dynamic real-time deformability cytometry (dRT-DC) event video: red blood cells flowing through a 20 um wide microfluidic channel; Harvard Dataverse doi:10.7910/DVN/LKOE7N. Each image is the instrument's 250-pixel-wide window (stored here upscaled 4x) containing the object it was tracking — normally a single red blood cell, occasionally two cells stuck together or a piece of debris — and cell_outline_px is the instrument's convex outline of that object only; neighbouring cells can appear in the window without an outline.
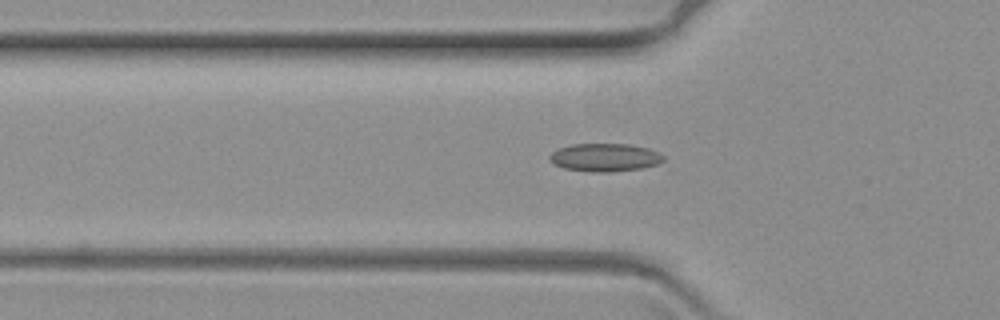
{"species": "common noctule bat (a hibernating species)", "species_latin": "Nyctalus noctula", "temperature_condition": "warm", "stored_images_in_passage": 48, "camera_frame_rate_fps": 3000, "um_per_image_px": 0.085, "animal": {"sex": "female", "body_mass_g": 19.3, "forearm_length_mm": 54.1}, "frame": {"image": 1, "passage_image": 11, "time_ms": 3.333, "image_size_px": [1000, 320], "cell_outline_px": [[664, 160], [660, 164], [644, 168], [608, 172], [592, 172], [564, 168], [552, 164], [548, 160], [548, 156], [552, 152], [560, 148], [572, 144], [628, 144], [648, 148], [664, 156]], "centroid_in_image_um": [51.4, 13.39], "position_along_channel_um": 74.4, "area_um2": 18.73}}
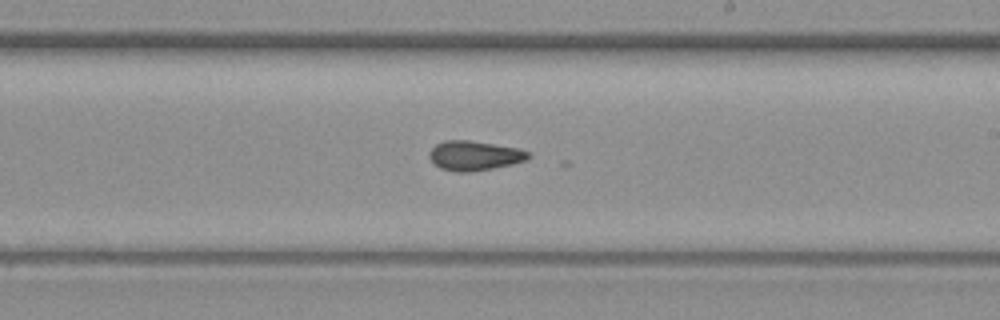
{"frame": {"image": 2, "passage_image": 27, "time_ms": 8.667, "image_size_px": [1000, 320], "cell_outline_px": [[532, 156], [528, 160], [512, 164], [492, 168], [468, 172], [456, 172], [440, 168], [428, 156], [428, 152], [436, 144], [444, 140], [468, 140], [520, 148], [528, 152]], "centroid_in_image_um": [40.34, 13.22], "position_along_channel_um": 248.7, "area_um2": 17.11}}
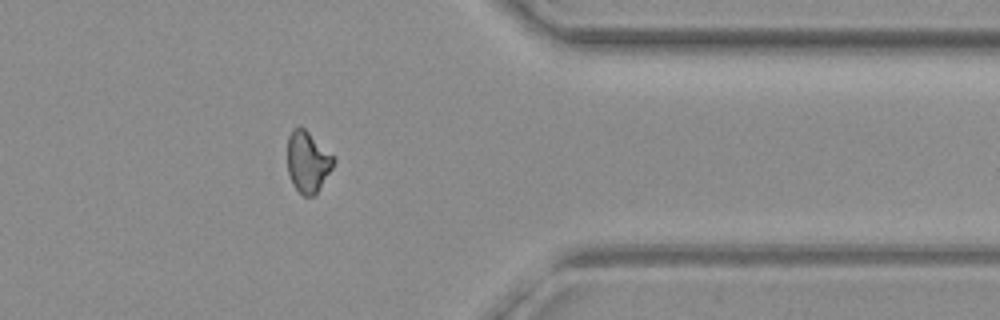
{"frame": {"image": 3, "passage_image": 41, "time_ms": 13.333, "image_size_px": [1000, 320], "cell_outline_px": [[336, 160], [332, 168], [316, 192], [312, 196], [304, 196], [292, 184], [288, 172], [288, 136], [292, 128], [304, 128]], "centroid_in_image_um": [26.13, 13.76], "position_along_channel_um": 385.3, "area_um2": 15.9}}